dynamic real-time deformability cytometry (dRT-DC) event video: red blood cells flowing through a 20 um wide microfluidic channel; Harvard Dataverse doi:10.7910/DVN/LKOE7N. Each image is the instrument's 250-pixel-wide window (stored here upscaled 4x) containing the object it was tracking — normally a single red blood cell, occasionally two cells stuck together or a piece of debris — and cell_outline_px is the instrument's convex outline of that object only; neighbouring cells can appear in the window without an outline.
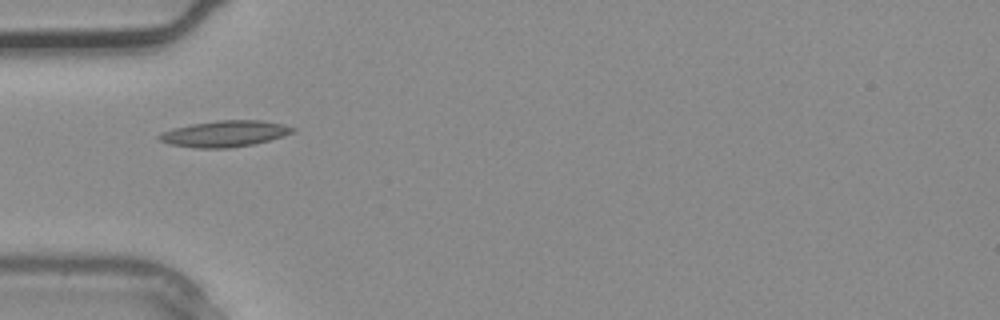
{"species": "common noctule bat (a hibernating species)", "species_latin": "Nyctalus noctula", "temperature_condition": "warm", "stored_images_in_passage": 2, "camera_frame_rate_fps": 3000, "um_per_image_px": 0.085, "animal": {"sex": "male", "body_mass_g": 20.4}, "frame": {"image": 1, "passage_image": 2, "time_ms": 0.333, "image_size_px": [1000, 320], "cell_outline_px": [[296, 132], [268, 140], [252, 144], [228, 148], [196, 148], [172, 144], [160, 140], [156, 136], [160, 132], [172, 128], [192, 124], [220, 120], [260, 120], [284, 124], [296, 128]], "centroid_in_image_um": [19.11, 11.36], "position_along_channel_um": 65.9, "area_um2": 20.29}}